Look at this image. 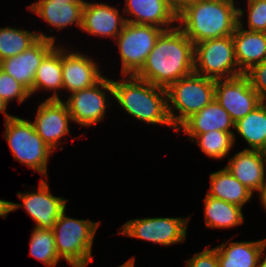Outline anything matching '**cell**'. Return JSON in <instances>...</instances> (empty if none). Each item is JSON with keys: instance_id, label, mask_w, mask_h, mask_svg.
Returning <instances> with one entry per match:
<instances>
[{"instance_id": "cell-29", "label": "cell", "mask_w": 266, "mask_h": 267, "mask_svg": "<svg viewBox=\"0 0 266 267\" xmlns=\"http://www.w3.org/2000/svg\"><path fill=\"white\" fill-rule=\"evenodd\" d=\"M30 256L41 261L46 266L56 267L61 261L55 247L53 230L34 227L31 231Z\"/></svg>"}, {"instance_id": "cell-19", "label": "cell", "mask_w": 266, "mask_h": 267, "mask_svg": "<svg viewBox=\"0 0 266 267\" xmlns=\"http://www.w3.org/2000/svg\"><path fill=\"white\" fill-rule=\"evenodd\" d=\"M85 0H72L61 2L60 0H37L27 6V10L36 14L50 27L58 31L75 25L82 28V16Z\"/></svg>"}, {"instance_id": "cell-23", "label": "cell", "mask_w": 266, "mask_h": 267, "mask_svg": "<svg viewBox=\"0 0 266 267\" xmlns=\"http://www.w3.org/2000/svg\"><path fill=\"white\" fill-rule=\"evenodd\" d=\"M59 45V46H58ZM63 72H62V46L57 44L42 60L38 67L35 77L33 88L29 91L30 95H34L40 90L53 92L46 99L61 100L63 95L58 93L63 91ZM61 96V97H60Z\"/></svg>"}, {"instance_id": "cell-15", "label": "cell", "mask_w": 266, "mask_h": 267, "mask_svg": "<svg viewBox=\"0 0 266 267\" xmlns=\"http://www.w3.org/2000/svg\"><path fill=\"white\" fill-rule=\"evenodd\" d=\"M124 13L119 7L103 2H84L82 28L83 33L95 37H105L115 40L126 24Z\"/></svg>"}, {"instance_id": "cell-7", "label": "cell", "mask_w": 266, "mask_h": 267, "mask_svg": "<svg viewBox=\"0 0 266 267\" xmlns=\"http://www.w3.org/2000/svg\"><path fill=\"white\" fill-rule=\"evenodd\" d=\"M194 72L214 80L229 79L244 74L238 67L232 36L194 44Z\"/></svg>"}, {"instance_id": "cell-17", "label": "cell", "mask_w": 266, "mask_h": 267, "mask_svg": "<svg viewBox=\"0 0 266 267\" xmlns=\"http://www.w3.org/2000/svg\"><path fill=\"white\" fill-rule=\"evenodd\" d=\"M126 22L152 25L164 30L177 26V10L168 0H125ZM174 25V26H173Z\"/></svg>"}, {"instance_id": "cell-33", "label": "cell", "mask_w": 266, "mask_h": 267, "mask_svg": "<svg viewBox=\"0 0 266 267\" xmlns=\"http://www.w3.org/2000/svg\"><path fill=\"white\" fill-rule=\"evenodd\" d=\"M186 267H219L215 248L205 247L196 252L191 258L185 260Z\"/></svg>"}, {"instance_id": "cell-30", "label": "cell", "mask_w": 266, "mask_h": 267, "mask_svg": "<svg viewBox=\"0 0 266 267\" xmlns=\"http://www.w3.org/2000/svg\"><path fill=\"white\" fill-rule=\"evenodd\" d=\"M246 4L247 23L243 19L246 12L238 7V25L247 31L266 32V0H248Z\"/></svg>"}, {"instance_id": "cell-16", "label": "cell", "mask_w": 266, "mask_h": 267, "mask_svg": "<svg viewBox=\"0 0 266 267\" xmlns=\"http://www.w3.org/2000/svg\"><path fill=\"white\" fill-rule=\"evenodd\" d=\"M266 153L242 149L228 159L225 168L244 186L260 195L266 187Z\"/></svg>"}, {"instance_id": "cell-6", "label": "cell", "mask_w": 266, "mask_h": 267, "mask_svg": "<svg viewBox=\"0 0 266 267\" xmlns=\"http://www.w3.org/2000/svg\"><path fill=\"white\" fill-rule=\"evenodd\" d=\"M166 91L168 114L177 130L215 99V80L193 72L171 84Z\"/></svg>"}, {"instance_id": "cell-24", "label": "cell", "mask_w": 266, "mask_h": 267, "mask_svg": "<svg viewBox=\"0 0 266 267\" xmlns=\"http://www.w3.org/2000/svg\"><path fill=\"white\" fill-rule=\"evenodd\" d=\"M210 188L206 194L243 208L254 195L251 190L240 183L225 167L210 173Z\"/></svg>"}, {"instance_id": "cell-2", "label": "cell", "mask_w": 266, "mask_h": 267, "mask_svg": "<svg viewBox=\"0 0 266 267\" xmlns=\"http://www.w3.org/2000/svg\"><path fill=\"white\" fill-rule=\"evenodd\" d=\"M235 0H191L177 12V26L197 44L232 36L238 25Z\"/></svg>"}, {"instance_id": "cell-35", "label": "cell", "mask_w": 266, "mask_h": 267, "mask_svg": "<svg viewBox=\"0 0 266 267\" xmlns=\"http://www.w3.org/2000/svg\"><path fill=\"white\" fill-rule=\"evenodd\" d=\"M7 108H8V106L0 97V114L1 113L4 114L5 120L13 116L7 112Z\"/></svg>"}, {"instance_id": "cell-36", "label": "cell", "mask_w": 266, "mask_h": 267, "mask_svg": "<svg viewBox=\"0 0 266 267\" xmlns=\"http://www.w3.org/2000/svg\"><path fill=\"white\" fill-rule=\"evenodd\" d=\"M266 248L263 249L260 258H259V263H258V267H266Z\"/></svg>"}, {"instance_id": "cell-11", "label": "cell", "mask_w": 266, "mask_h": 267, "mask_svg": "<svg viewBox=\"0 0 266 267\" xmlns=\"http://www.w3.org/2000/svg\"><path fill=\"white\" fill-rule=\"evenodd\" d=\"M22 204L6 201V215L15 212L18 208H23L34 220L37 228L53 229L61 213L67 209L66 204L69 200L63 197L54 196L50 192L47 181L41 178L38 188L22 193L17 192Z\"/></svg>"}, {"instance_id": "cell-5", "label": "cell", "mask_w": 266, "mask_h": 267, "mask_svg": "<svg viewBox=\"0 0 266 267\" xmlns=\"http://www.w3.org/2000/svg\"><path fill=\"white\" fill-rule=\"evenodd\" d=\"M4 124V138L14 159L48 180V161L54 151L37 134L31 120L13 115Z\"/></svg>"}, {"instance_id": "cell-8", "label": "cell", "mask_w": 266, "mask_h": 267, "mask_svg": "<svg viewBox=\"0 0 266 267\" xmlns=\"http://www.w3.org/2000/svg\"><path fill=\"white\" fill-rule=\"evenodd\" d=\"M164 31L152 25L126 23L114 40L121 58V75L135 76L144 66L149 53Z\"/></svg>"}, {"instance_id": "cell-1", "label": "cell", "mask_w": 266, "mask_h": 267, "mask_svg": "<svg viewBox=\"0 0 266 267\" xmlns=\"http://www.w3.org/2000/svg\"><path fill=\"white\" fill-rule=\"evenodd\" d=\"M193 72L194 43L176 26L160 34L144 66L135 76L167 89Z\"/></svg>"}, {"instance_id": "cell-39", "label": "cell", "mask_w": 266, "mask_h": 267, "mask_svg": "<svg viewBox=\"0 0 266 267\" xmlns=\"http://www.w3.org/2000/svg\"><path fill=\"white\" fill-rule=\"evenodd\" d=\"M61 2H67V1H72V0H60Z\"/></svg>"}, {"instance_id": "cell-28", "label": "cell", "mask_w": 266, "mask_h": 267, "mask_svg": "<svg viewBox=\"0 0 266 267\" xmlns=\"http://www.w3.org/2000/svg\"><path fill=\"white\" fill-rule=\"evenodd\" d=\"M234 132L213 130L198 136H187L189 140L195 142L200 150L207 157L213 159H223L231 152L234 143Z\"/></svg>"}, {"instance_id": "cell-38", "label": "cell", "mask_w": 266, "mask_h": 267, "mask_svg": "<svg viewBox=\"0 0 266 267\" xmlns=\"http://www.w3.org/2000/svg\"><path fill=\"white\" fill-rule=\"evenodd\" d=\"M135 260H136L135 257H131L130 259H128L126 262H124L118 267H135Z\"/></svg>"}, {"instance_id": "cell-13", "label": "cell", "mask_w": 266, "mask_h": 267, "mask_svg": "<svg viewBox=\"0 0 266 267\" xmlns=\"http://www.w3.org/2000/svg\"><path fill=\"white\" fill-rule=\"evenodd\" d=\"M31 122L37 134L55 152L57 148L63 150L62 138L70 135L72 122L66 103L61 99H45L37 109L34 120Z\"/></svg>"}, {"instance_id": "cell-27", "label": "cell", "mask_w": 266, "mask_h": 267, "mask_svg": "<svg viewBox=\"0 0 266 267\" xmlns=\"http://www.w3.org/2000/svg\"><path fill=\"white\" fill-rule=\"evenodd\" d=\"M39 38L56 42V37L47 36L43 31H29L6 26L0 27V58L1 60L21 54L32 46Z\"/></svg>"}, {"instance_id": "cell-21", "label": "cell", "mask_w": 266, "mask_h": 267, "mask_svg": "<svg viewBox=\"0 0 266 267\" xmlns=\"http://www.w3.org/2000/svg\"><path fill=\"white\" fill-rule=\"evenodd\" d=\"M214 248L219 267H258L260 255L266 248V238L241 242L227 239Z\"/></svg>"}, {"instance_id": "cell-31", "label": "cell", "mask_w": 266, "mask_h": 267, "mask_svg": "<svg viewBox=\"0 0 266 267\" xmlns=\"http://www.w3.org/2000/svg\"><path fill=\"white\" fill-rule=\"evenodd\" d=\"M0 97L9 106L13 100L22 104L31 95L24 85L0 69Z\"/></svg>"}, {"instance_id": "cell-4", "label": "cell", "mask_w": 266, "mask_h": 267, "mask_svg": "<svg viewBox=\"0 0 266 267\" xmlns=\"http://www.w3.org/2000/svg\"><path fill=\"white\" fill-rule=\"evenodd\" d=\"M66 211L61 213L52 229L56 251L69 266L86 267L93 260V240L101 221L71 218Z\"/></svg>"}, {"instance_id": "cell-18", "label": "cell", "mask_w": 266, "mask_h": 267, "mask_svg": "<svg viewBox=\"0 0 266 267\" xmlns=\"http://www.w3.org/2000/svg\"><path fill=\"white\" fill-rule=\"evenodd\" d=\"M57 45L52 40L39 38L21 54L2 60L1 70L24 85L33 88L35 73L44 57Z\"/></svg>"}, {"instance_id": "cell-3", "label": "cell", "mask_w": 266, "mask_h": 267, "mask_svg": "<svg viewBox=\"0 0 266 267\" xmlns=\"http://www.w3.org/2000/svg\"><path fill=\"white\" fill-rule=\"evenodd\" d=\"M114 101L132 118L177 131L168 114L167 91L133 75L112 79Z\"/></svg>"}, {"instance_id": "cell-9", "label": "cell", "mask_w": 266, "mask_h": 267, "mask_svg": "<svg viewBox=\"0 0 266 267\" xmlns=\"http://www.w3.org/2000/svg\"><path fill=\"white\" fill-rule=\"evenodd\" d=\"M191 217L135 218L124 223L117 234L162 246H172L187 238Z\"/></svg>"}, {"instance_id": "cell-22", "label": "cell", "mask_w": 266, "mask_h": 267, "mask_svg": "<svg viewBox=\"0 0 266 267\" xmlns=\"http://www.w3.org/2000/svg\"><path fill=\"white\" fill-rule=\"evenodd\" d=\"M232 38L238 67L243 73L266 60V32L247 31L237 25Z\"/></svg>"}, {"instance_id": "cell-37", "label": "cell", "mask_w": 266, "mask_h": 267, "mask_svg": "<svg viewBox=\"0 0 266 267\" xmlns=\"http://www.w3.org/2000/svg\"><path fill=\"white\" fill-rule=\"evenodd\" d=\"M258 198L261 203L260 205H262V208H264V210L266 211V187Z\"/></svg>"}, {"instance_id": "cell-34", "label": "cell", "mask_w": 266, "mask_h": 267, "mask_svg": "<svg viewBox=\"0 0 266 267\" xmlns=\"http://www.w3.org/2000/svg\"><path fill=\"white\" fill-rule=\"evenodd\" d=\"M169 3L179 11L185 4L189 3L191 0H168Z\"/></svg>"}, {"instance_id": "cell-20", "label": "cell", "mask_w": 266, "mask_h": 267, "mask_svg": "<svg viewBox=\"0 0 266 267\" xmlns=\"http://www.w3.org/2000/svg\"><path fill=\"white\" fill-rule=\"evenodd\" d=\"M234 122L230 114L214 99L202 110L189 117L178 129L186 136H198L202 133L218 130L234 132Z\"/></svg>"}, {"instance_id": "cell-10", "label": "cell", "mask_w": 266, "mask_h": 267, "mask_svg": "<svg viewBox=\"0 0 266 267\" xmlns=\"http://www.w3.org/2000/svg\"><path fill=\"white\" fill-rule=\"evenodd\" d=\"M113 100L112 79L103 77L92 87L70 93L66 103L72 122L81 127H90L104 121Z\"/></svg>"}, {"instance_id": "cell-14", "label": "cell", "mask_w": 266, "mask_h": 267, "mask_svg": "<svg viewBox=\"0 0 266 267\" xmlns=\"http://www.w3.org/2000/svg\"><path fill=\"white\" fill-rule=\"evenodd\" d=\"M67 48L62 46V79L65 92L72 93L92 87L104 77L100 66L91 56Z\"/></svg>"}, {"instance_id": "cell-26", "label": "cell", "mask_w": 266, "mask_h": 267, "mask_svg": "<svg viewBox=\"0 0 266 267\" xmlns=\"http://www.w3.org/2000/svg\"><path fill=\"white\" fill-rule=\"evenodd\" d=\"M204 200V219L207 228H232L244 223L242 207L215 199L206 194Z\"/></svg>"}, {"instance_id": "cell-32", "label": "cell", "mask_w": 266, "mask_h": 267, "mask_svg": "<svg viewBox=\"0 0 266 267\" xmlns=\"http://www.w3.org/2000/svg\"><path fill=\"white\" fill-rule=\"evenodd\" d=\"M250 81L252 88L259 97L266 101V60L262 63L253 65L244 73Z\"/></svg>"}, {"instance_id": "cell-25", "label": "cell", "mask_w": 266, "mask_h": 267, "mask_svg": "<svg viewBox=\"0 0 266 267\" xmlns=\"http://www.w3.org/2000/svg\"><path fill=\"white\" fill-rule=\"evenodd\" d=\"M234 130V143H236V132L248 144V148L244 149L266 152V101L235 122Z\"/></svg>"}, {"instance_id": "cell-12", "label": "cell", "mask_w": 266, "mask_h": 267, "mask_svg": "<svg viewBox=\"0 0 266 267\" xmlns=\"http://www.w3.org/2000/svg\"><path fill=\"white\" fill-rule=\"evenodd\" d=\"M215 99L230 114L234 123L263 102L245 74L215 80Z\"/></svg>"}]
</instances>
